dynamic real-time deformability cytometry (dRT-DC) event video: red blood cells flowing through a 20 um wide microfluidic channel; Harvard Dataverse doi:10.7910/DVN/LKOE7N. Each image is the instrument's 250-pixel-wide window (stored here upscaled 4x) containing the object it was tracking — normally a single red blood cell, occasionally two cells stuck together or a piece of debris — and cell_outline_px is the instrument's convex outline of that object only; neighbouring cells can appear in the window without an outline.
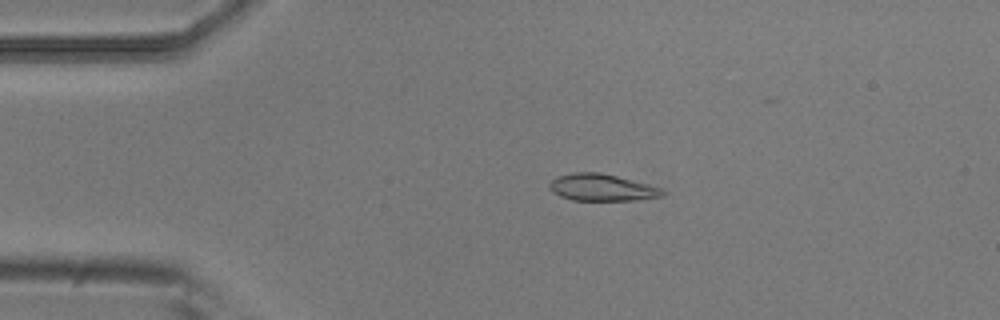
{"species": "common noctule bat (a hibernating species)", "species_latin": "Nyctalus noctula", "temperature_condition": "room temperature", "stored_images_in_passage": 2, "camera_frame_rate_fps": 3000, "um_per_image_px": 0.085, "animal": {"sex": "male", "body_mass_g": 20.5, "forearm_length_mm": 52.5}, "frame": {"image": 1, "passage_image": 1, "time_ms": 0.0, "image_size_px": [1000, 320], "cell_outline_px": [[668, 192], [664, 196], [636, 200], [572, 200], [560, 196], [552, 192], [548, 188], [548, 184], [556, 176], [572, 172], [600, 172], [648, 184], [660, 188]], "centroid_in_image_um": [51.14, 15.93], "position_along_channel_um": 33.9, "area_um2": 17.86}}